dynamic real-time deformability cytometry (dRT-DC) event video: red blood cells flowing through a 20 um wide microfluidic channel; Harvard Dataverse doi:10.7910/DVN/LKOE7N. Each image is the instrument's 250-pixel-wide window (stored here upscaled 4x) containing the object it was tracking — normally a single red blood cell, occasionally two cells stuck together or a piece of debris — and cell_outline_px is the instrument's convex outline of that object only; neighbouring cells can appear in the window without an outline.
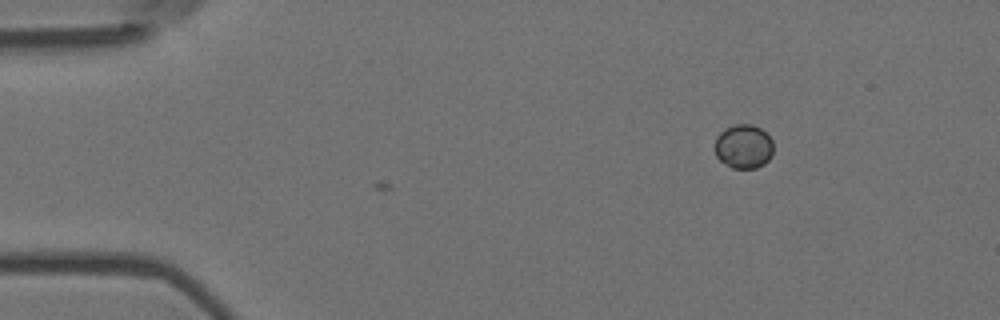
{"species": "Egyptian fruit bat (a non-hibernating species)", "species_latin": "Rousettus aegyptiacus", "temperature_condition": "room temperature", "stored_images_in_passage": 3, "camera_frame_rate_fps": 3000, "um_per_image_px": 0.085, "animal": {"sex": "female"}, "frame": {"image": 1, "passage_image": 3, "time_ms": 0.667, "image_size_px": [1000, 320], "cell_outline_px": [[772, 156], [764, 164], [756, 168], [732, 168], [720, 160], [716, 156], [716, 136], [724, 128], [736, 124], [752, 124], [760, 128], [772, 140]], "centroid_in_image_um": [63.2, 12.45], "position_along_channel_um": 21.8, "area_um2": 14.97}}